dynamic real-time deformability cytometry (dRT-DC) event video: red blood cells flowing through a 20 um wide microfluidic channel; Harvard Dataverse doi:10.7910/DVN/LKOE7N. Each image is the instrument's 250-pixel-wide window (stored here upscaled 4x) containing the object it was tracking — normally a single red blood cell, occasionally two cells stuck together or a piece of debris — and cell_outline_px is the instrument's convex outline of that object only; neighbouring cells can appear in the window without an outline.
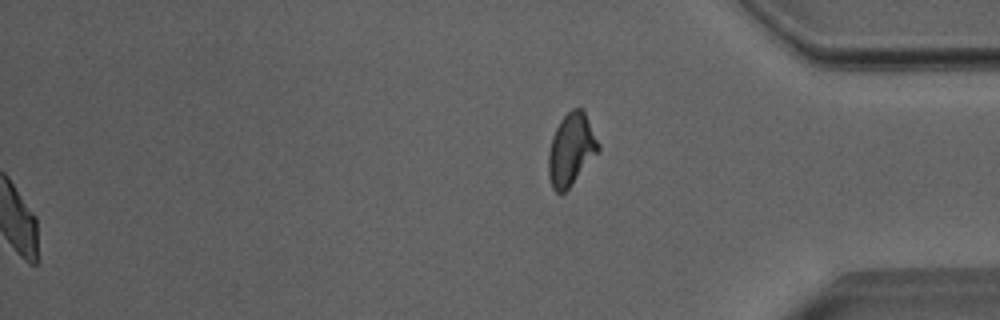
{"species": "Egyptian fruit bat (a non-hibernating species)", "species_latin": "Rousettus aegyptiacus", "temperature_condition": "room temperature", "stored_images_in_passage": 53, "segment_of_instrument_passage": [2, 2], "camera_frame_rate_fps": 3000, "um_per_image_px": 0.085, "animal": {"sex": "male"}, "frame": {"image": 1, "passage_image": 53, "time_ms": 17.333, "image_size_px": [1000, 320], "cell_outline_px": [[600, 148], [572, 184], [564, 192], [556, 192], [552, 188], [548, 176], [548, 152], [552, 136], [560, 120], [572, 108], [584, 108], [600, 144]], "centroid_in_image_um": [48.54, 12.67], "position_along_channel_um": 386.7, "area_um2": 20.92}}